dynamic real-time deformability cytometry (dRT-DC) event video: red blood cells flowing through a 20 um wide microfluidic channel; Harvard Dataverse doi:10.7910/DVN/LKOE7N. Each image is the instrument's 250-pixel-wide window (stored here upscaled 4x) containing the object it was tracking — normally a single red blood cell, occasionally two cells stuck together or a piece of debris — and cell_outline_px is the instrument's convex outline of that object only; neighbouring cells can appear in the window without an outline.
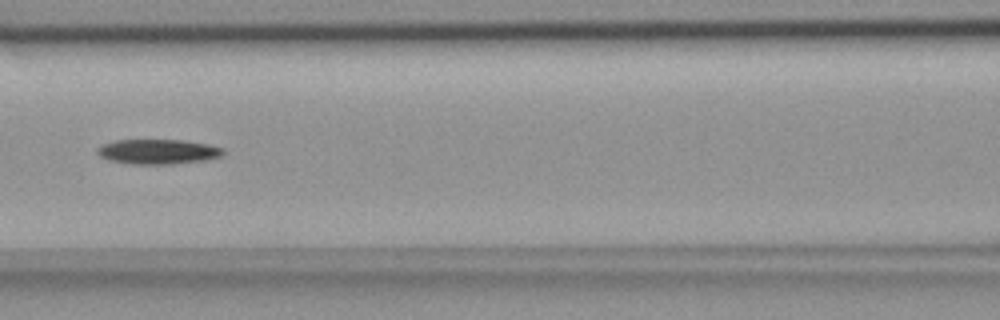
{"species": "common noctule bat (a hibernating species)", "species_latin": "Nyctalus noctula", "temperature_condition": "room temperature", "stored_images_in_passage": 8, "camera_frame_rate_fps": 3000, "um_per_image_px": 0.085, "animal": {"sex": "female", "body_mass_g": 18.4}, "frame": {"image": 1, "passage_image": 7, "time_ms": 2.0, "image_size_px": [1000, 320], "cell_outline_px": [[224, 152], [220, 156], [204, 160], [172, 164], [132, 164], [112, 160], [100, 156], [96, 152], [96, 148], [104, 144], [116, 140], [184, 140], [208, 144], [224, 148]], "centroid_in_image_um": [13.44, 12.88], "position_along_channel_um": 153.2, "area_um2": 18.09}}
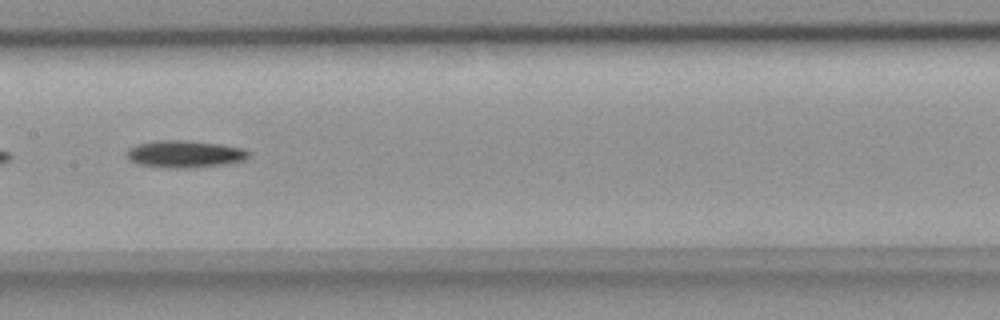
{"frame": {"image": 2, "passage_image": 8, "time_ms": 2.333, "image_size_px": [1000, 320], "cell_outline_px": [[248, 156], [244, 160], [224, 164], [192, 168], [168, 168], [140, 164], [128, 160], [124, 152], [128, 148], [136, 144], [156, 140], [180, 140], [220, 144], [240, 148], [248, 152]], "centroid_in_image_um": [15.61, 13.09], "position_along_channel_um": 191.8, "area_um2": 19.25}}